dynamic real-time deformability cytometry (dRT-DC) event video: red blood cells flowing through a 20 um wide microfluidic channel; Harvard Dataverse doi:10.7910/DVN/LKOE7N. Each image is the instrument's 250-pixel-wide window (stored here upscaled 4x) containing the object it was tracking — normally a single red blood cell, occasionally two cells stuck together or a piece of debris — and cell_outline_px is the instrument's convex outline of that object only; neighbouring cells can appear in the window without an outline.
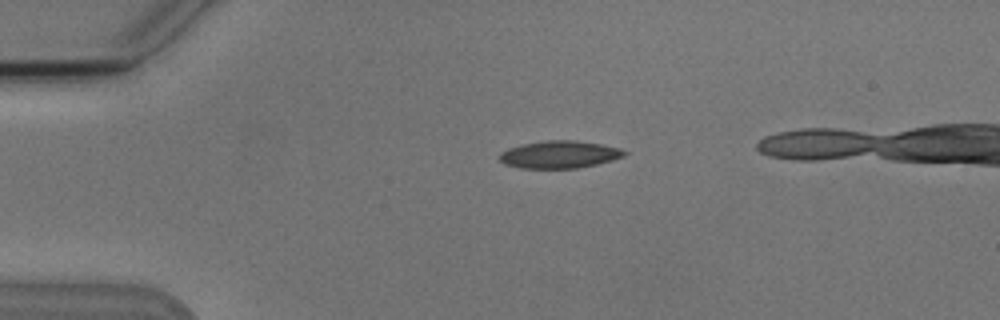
{"species": "Egyptian fruit bat (a non-hibernating species)", "species_latin": "Rousettus aegyptiacus", "temperature_condition": "cold", "stored_images_in_passage": 3, "segment_of_instrument_passage": [1, 2], "camera_frame_rate_fps": 3000, "um_per_image_px": 0.085, "animal": {"sex": "male"}, "frame": {"image": 1, "passage_image": 1, "time_ms": 0.0, "image_size_px": [1000, 320], "cell_outline_px": [[628, 152], [624, 156], [612, 160], [596, 164], [576, 168], [520, 168], [504, 164], [500, 160], [500, 152], [508, 148], [520, 144], [548, 140], [576, 140], [600, 144], [620, 148]], "centroid_in_image_um": [47.54, 13.13], "position_along_channel_um": 37.5, "area_um2": 19.94}}